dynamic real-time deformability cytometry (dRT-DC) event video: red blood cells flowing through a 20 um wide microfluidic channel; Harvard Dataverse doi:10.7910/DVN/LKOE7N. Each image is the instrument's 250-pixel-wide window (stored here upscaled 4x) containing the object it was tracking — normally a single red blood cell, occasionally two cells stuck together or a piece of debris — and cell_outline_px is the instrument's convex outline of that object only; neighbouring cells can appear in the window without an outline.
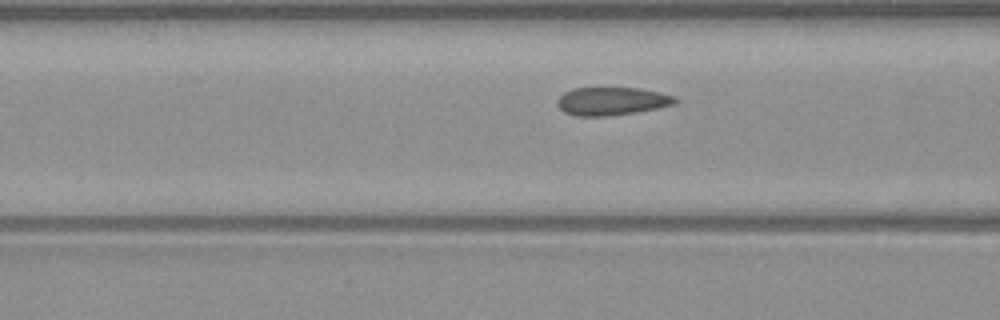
{"species": "common noctule bat (a hibernating species)", "species_latin": "Nyctalus noctula", "temperature_condition": "warm", "stored_images_in_passage": 39, "camera_frame_rate_fps": 3000, "um_per_image_px": 0.085, "animal": {"sex": "male", "body_mass_g": 23.1, "forearm_length_mm": 52.7}, "frame": {"image": 1, "passage_image": 8, "time_ms": 2.333, "image_size_px": [1000, 320], "cell_outline_px": [[680, 100], [676, 104], [660, 108], [636, 112], [604, 116], [576, 116], [564, 112], [556, 104], [556, 100], [564, 92], [572, 88], [640, 88], [660, 92], [676, 96]], "centroid_in_image_um": [52.04, 8.59], "position_along_channel_um": 114.6, "area_um2": 19.54}}
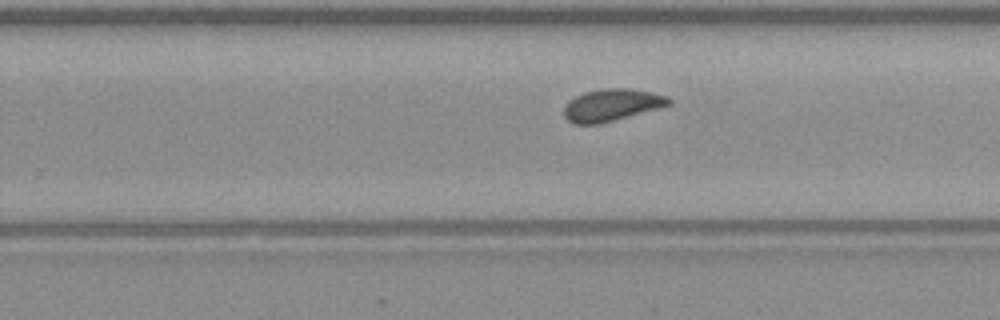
{"frame": {"image": 2, "passage_image": 20, "time_ms": 6.333, "image_size_px": [1000, 320], "cell_outline_px": [[672, 104], [600, 124], [572, 124], [564, 116], [564, 104], [568, 100], [584, 92], [604, 88], [628, 88], [652, 92], [668, 96], [672, 100]], "centroid_in_image_um": [51.97, 8.92], "position_along_channel_um": 277.8, "area_um2": 19.71}}
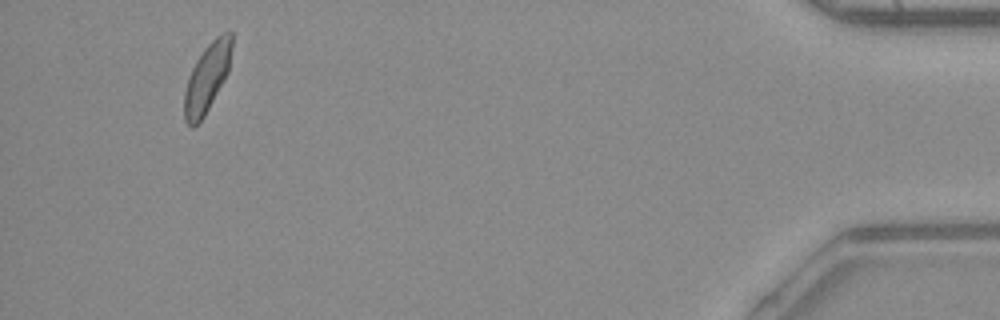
{"frame": {"image": 3, "passage_image": 36, "time_ms": 11.667, "image_size_px": [1000, 320], "cell_outline_px": [[232, 48], [228, 72], [224, 80], [204, 116], [192, 128], [184, 120], [184, 92], [188, 76], [196, 60], [204, 48], [216, 36], [224, 32], [232, 32]], "centroid_in_image_um": [17.59, 6.6], "position_along_channel_um": 417.6, "area_um2": 18.9}, "authors_computed_cell_mechanics": {"area_um2": 19.074, "velocity_mm_per_s": 4.0906, "shape_relaxation_time_tau1_ms": 9.1298, "shape_relaxation_time_tau2_ms": 0.729, "deformation_change_tau1": 0.1476, "deformation_change_tau2": 0.0642}}